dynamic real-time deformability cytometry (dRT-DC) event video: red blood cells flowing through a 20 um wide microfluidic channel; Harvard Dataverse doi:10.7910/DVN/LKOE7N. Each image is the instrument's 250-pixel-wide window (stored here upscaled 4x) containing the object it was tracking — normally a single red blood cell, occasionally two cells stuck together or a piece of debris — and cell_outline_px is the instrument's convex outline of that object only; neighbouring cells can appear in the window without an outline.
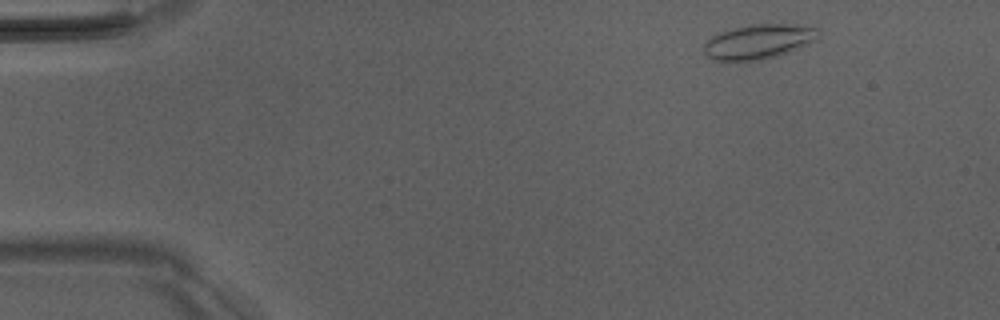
{"species": "Egyptian fruit bat (a non-hibernating species)", "species_latin": "Rousettus aegyptiacus", "temperature_condition": "room temperature", "stored_images_in_passage": 3, "camera_frame_rate_fps": 3000, "um_per_image_px": 0.085, "animal": {"sex": "male"}, "frame": {"image": 1, "passage_image": 1, "time_ms": 0.0, "image_size_px": [1000, 320], "cell_outline_px": [[820, 36], [816, 40], [800, 48], [776, 56], [756, 60], [716, 60], [708, 56], [704, 52], [704, 44], [712, 36], [732, 28], [752, 24], [796, 24], [820, 28]], "centroid_in_image_um": [64.55, 3.51], "position_along_channel_um": 20.4, "area_um2": 23.0}}